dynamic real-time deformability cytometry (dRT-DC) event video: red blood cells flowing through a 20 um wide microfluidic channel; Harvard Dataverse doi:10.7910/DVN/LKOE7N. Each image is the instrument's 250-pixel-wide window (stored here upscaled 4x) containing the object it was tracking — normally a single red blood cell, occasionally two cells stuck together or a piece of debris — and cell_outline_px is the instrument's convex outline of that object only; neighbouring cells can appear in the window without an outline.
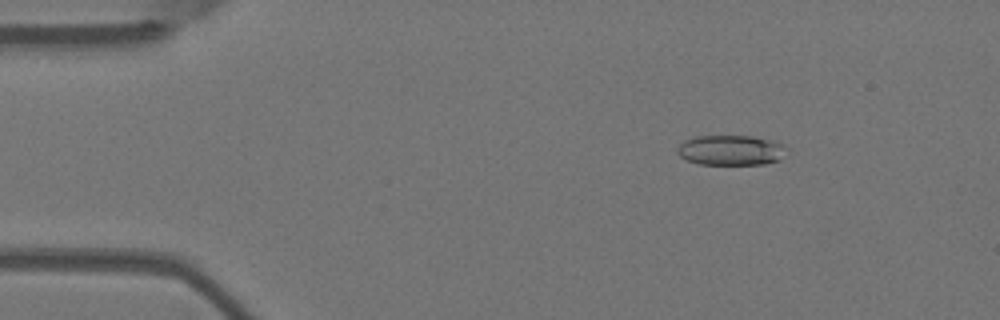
{"species": "Egyptian fruit bat (a non-hibernating species)", "species_latin": "Rousettus aegyptiacus", "temperature_condition": "warm", "stored_images_in_passage": 6, "camera_frame_rate_fps": 3000, "um_per_image_px": 0.085, "animal": {"sex": "female"}, "frame": {"image": 1, "passage_image": 3, "time_ms": 0.667, "image_size_px": [1000, 320], "cell_outline_px": [[788, 148], [780, 160], [764, 164], [700, 164], [688, 160], [680, 156], [676, 152], [676, 148], [684, 140], [696, 136], [752, 136], [780, 140]], "centroid_in_image_um": [62.18, 12.75], "position_along_channel_um": 22.8, "area_um2": 19.54}}
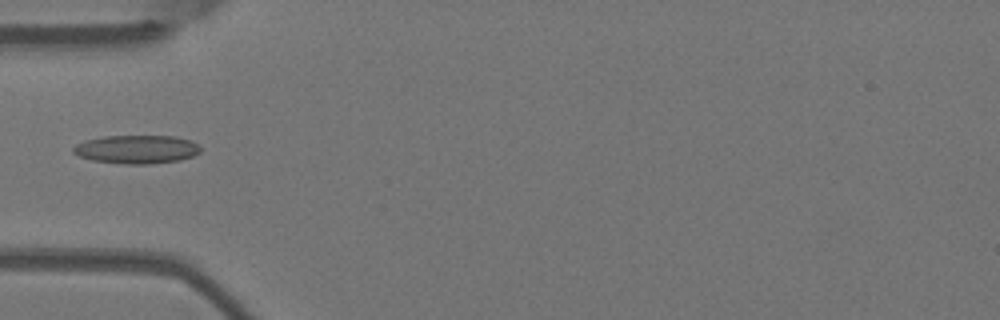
{"frame": {"image": 2, "passage_image": 5, "time_ms": 1.333, "image_size_px": [1000, 320], "cell_outline_px": [[200, 152], [192, 156], [180, 160], [148, 164], [124, 164], [92, 160], [80, 156], [72, 152], [72, 148], [76, 144], [84, 140], [104, 136], [176, 136], [188, 140], [196, 144], [200, 148]], "centroid_in_image_um": [11.58, 12.69], "position_along_channel_um": 73.4, "area_um2": 21.04}}
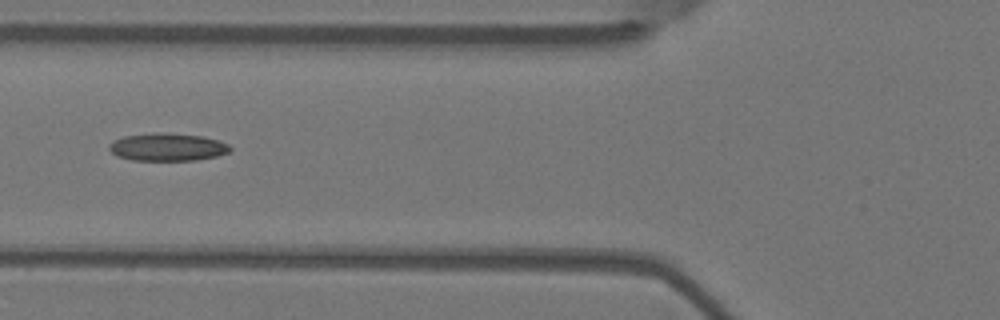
{"frame": {"image": 3, "passage_image": 6, "time_ms": 1.667, "image_size_px": [1000, 320], "cell_outline_px": [[232, 148], [228, 152], [216, 156], [196, 160], [132, 160], [116, 156], [108, 148], [108, 144], [112, 140], [124, 136], [156, 132], [160, 132], [204, 136], [228, 144]], "centroid_in_image_um": [14.19, 12.49], "position_along_channel_um": 111.6, "area_um2": 19.59}}